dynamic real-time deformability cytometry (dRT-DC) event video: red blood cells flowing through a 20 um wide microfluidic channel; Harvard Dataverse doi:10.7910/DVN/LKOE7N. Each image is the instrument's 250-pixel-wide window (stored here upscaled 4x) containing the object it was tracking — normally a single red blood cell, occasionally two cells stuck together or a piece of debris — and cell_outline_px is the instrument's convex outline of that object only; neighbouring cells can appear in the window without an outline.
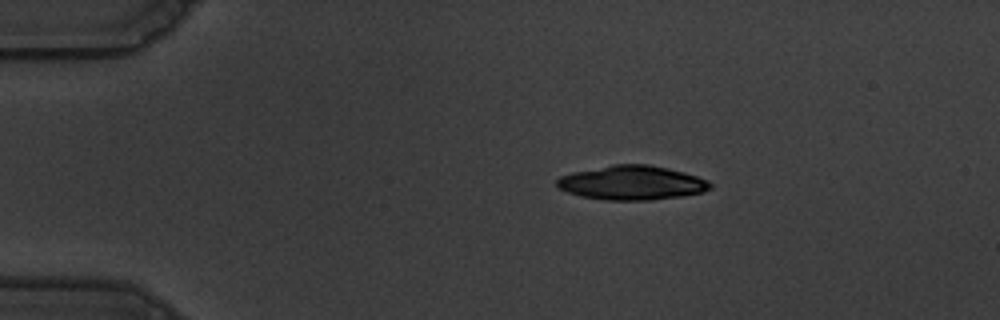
{"species": "common noctule bat (a hibernating species)", "species_latin": "Nyctalus noctula", "temperature_condition": "warm", "stored_images_in_passage": 46, "camera_frame_rate_fps": 3000, "um_per_image_px": 0.085, "animal": {"sex": "male", "body_mass_g": 19.5, "forearm_length_mm": 54.6}, "frame": {"image": 1, "passage_image": 1, "time_ms": 0.0, "image_size_px": [1000, 320], "cell_outline_px": [[712, 188], [704, 192], [680, 196], [652, 200], [604, 200], [580, 196], [568, 192], [560, 188], [556, 184], [556, 180], [560, 176], [572, 172], [612, 164], [648, 164], [668, 168], [684, 172], [708, 180], [712, 184]], "centroid_in_image_um": [53.71, 15.53], "position_along_channel_um": 31.3, "area_um2": 30.69}}